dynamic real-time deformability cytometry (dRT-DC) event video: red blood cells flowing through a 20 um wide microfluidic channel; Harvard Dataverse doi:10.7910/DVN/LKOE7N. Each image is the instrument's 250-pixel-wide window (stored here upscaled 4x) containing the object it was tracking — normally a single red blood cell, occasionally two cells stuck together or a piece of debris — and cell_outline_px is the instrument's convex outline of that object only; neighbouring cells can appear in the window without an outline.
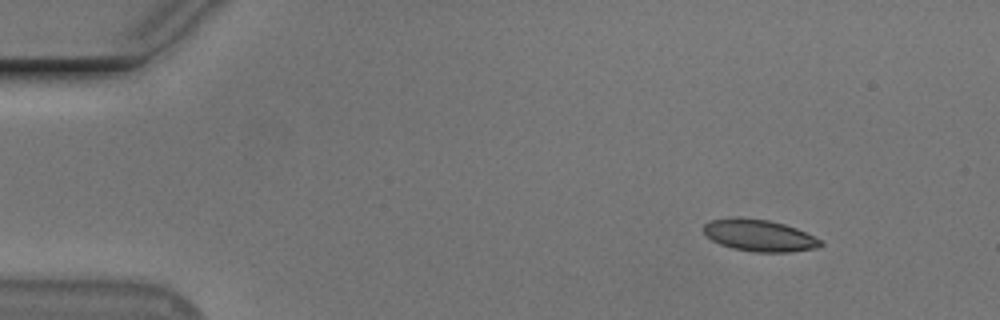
{"species": "Egyptian fruit bat (a non-hibernating species)", "species_latin": "Rousettus aegyptiacus", "temperature_condition": "cold", "stored_images_in_passage": 4, "camera_frame_rate_fps": 3000, "um_per_image_px": 0.085, "animal": {"sex": "male"}, "frame": {"image": 1, "passage_image": 1, "time_ms": 0.0, "image_size_px": [1000, 320], "cell_outline_px": [[824, 244], [816, 248], [792, 252], [756, 252], [732, 248], [720, 244], [704, 236], [704, 224], [712, 220], [768, 220], [784, 224], [796, 228], [820, 240]], "centroid_in_image_um": [64.57, 20.06], "position_along_channel_um": 20.4, "area_um2": 20.87}}
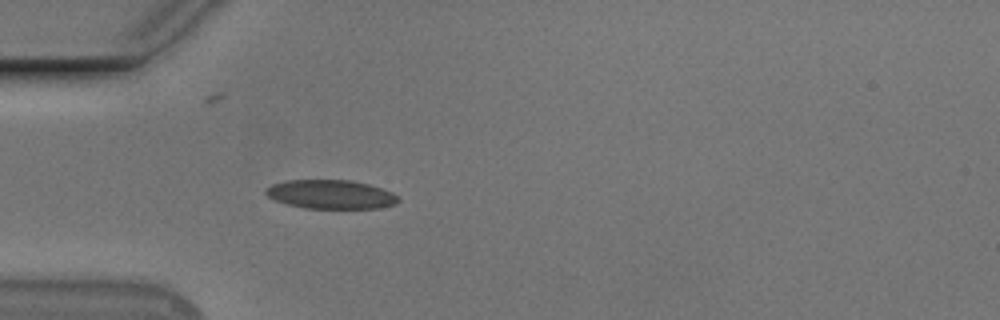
{"frame": {"image": 2, "passage_image": 4, "time_ms": 3.333, "image_size_px": [1000, 320], "cell_outline_px": [[400, 200], [396, 204], [380, 208], [304, 208], [288, 204], [276, 200], [268, 196], [264, 192], [264, 188], [272, 184], [284, 180], [348, 180], [368, 184], [392, 192]], "centroid_in_image_um": [28.09, 16.52], "position_along_channel_um": 56.9, "area_um2": 22.25}}